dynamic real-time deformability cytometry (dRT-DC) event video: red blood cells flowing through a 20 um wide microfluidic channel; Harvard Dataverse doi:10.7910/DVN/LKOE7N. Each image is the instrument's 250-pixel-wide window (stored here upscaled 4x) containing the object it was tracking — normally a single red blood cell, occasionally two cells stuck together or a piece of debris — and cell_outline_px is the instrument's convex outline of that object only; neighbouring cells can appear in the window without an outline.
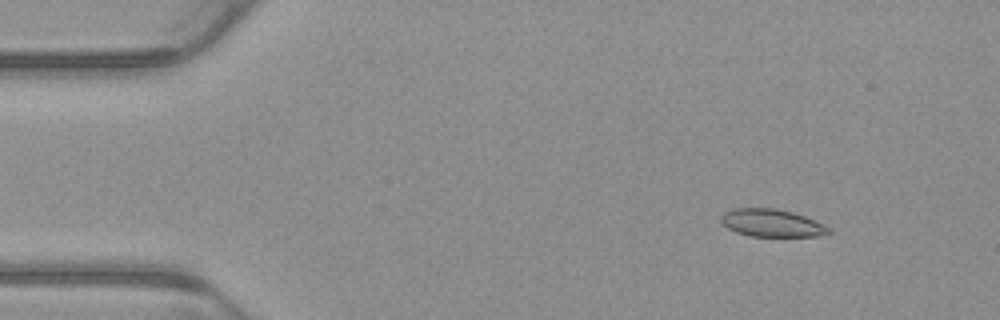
{"species": "common noctule bat (a hibernating species)", "species_latin": "Nyctalus noctula", "temperature_condition": "warm", "stored_images_in_passage": 8, "camera_frame_rate_fps": 3000, "um_per_image_px": 0.085, "animal": {"sex": "male", "body_mass_g": 23.1, "forearm_length_mm": 52.7}, "frame": {"image": 1, "passage_image": 1, "time_ms": 0.0, "image_size_px": [1000, 320], "cell_outline_px": [[832, 232], [820, 236], [752, 236], [736, 232], [728, 228], [720, 220], [720, 216], [724, 212], [732, 208], [776, 208], [792, 212], [804, 216], [824, 224], [832, 228]], "centroid_in_image_um": [65.62, 18.95], "position_along_channel_um": 19.4, "area_um2": 17.4}}
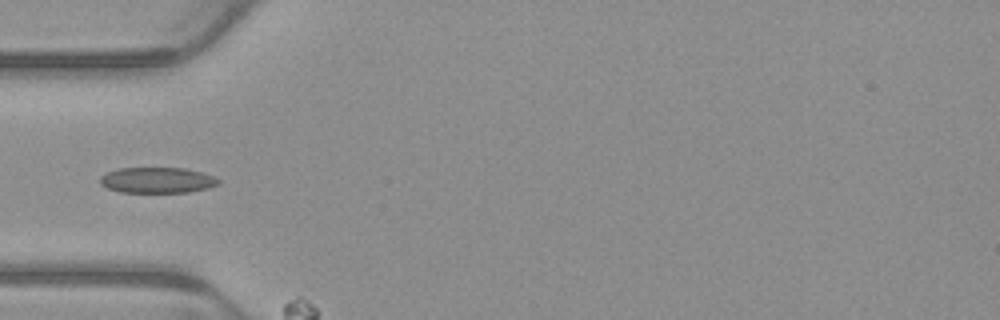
{"frame": {"image": 2, "passage_image": 4, "time_ms": 1.0, "image_size_px": [1000, 320], "cell_outline_px": [[220, 184], [208, 188], [188, 192], [120, 192], [108, 188], [100, 184], [100, 176], [108, 172], [120, 168], [184, 168], [200, 172], [212, 176], [220, 180]], "centroid_in_image_um": [13.36, 15.32], "position_along_channel_um": 71.6, "area_um2": 17.63}}